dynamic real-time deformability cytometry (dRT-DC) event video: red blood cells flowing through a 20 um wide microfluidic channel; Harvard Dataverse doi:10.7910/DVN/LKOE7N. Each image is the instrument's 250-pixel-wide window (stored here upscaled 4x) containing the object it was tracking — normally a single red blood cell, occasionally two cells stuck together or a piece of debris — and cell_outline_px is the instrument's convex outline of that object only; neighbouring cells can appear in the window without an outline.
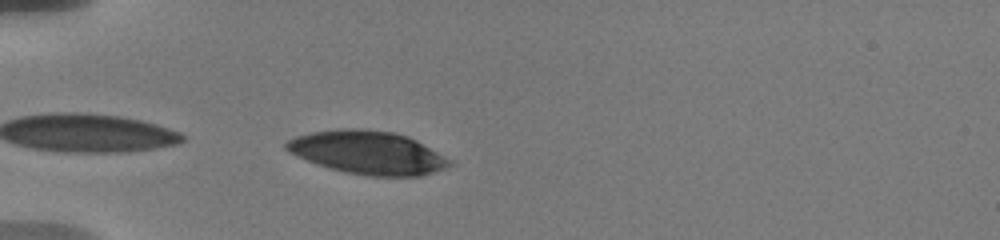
{"species": "human", "species_latin": "Homo sapiens", "temperature_condition": "warm", "stored_images_in_passage": 18, "camera_frame_rate_fps": 3000, "um_per_image_px": 0.085, "donor": {"sex": "male"}, "frame": {"image": 1, "passage_image": 2, "time_ms": 0.333, "image_size_px": [1000, 240], "cell_outline_px": [[452, 164], [444, 168], [420, 176], [368, 176], [344, 172], [328, 168], [316, 164], [288, 152], [284, 148], [284, 144], [288, 140], [296, 136], [312, 132], [340, 128], [364, 128], [392, 132], [408, 136], [416, 140], [452, 160]], "centroid_in_image_um": [31.23, 12.96], "position_along_channel_um": 53.8, "area_um2": 41.21}}
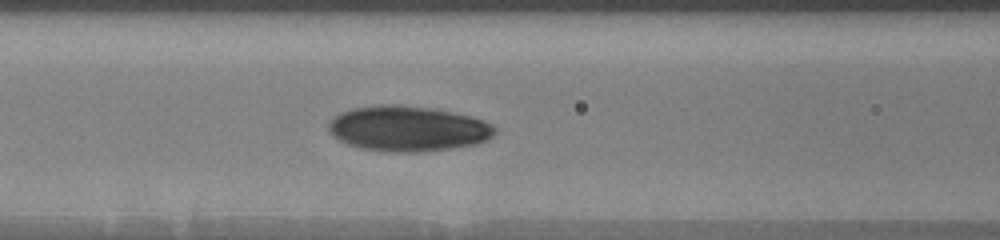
{"frame": {"image": 2, "passage_image": 13, "time_ms": 3.0, "image_size_px": [1000, 240], "cell_outline_px": [[496, 132], [488, 140], [476, 144], [424, 152], [396, 152], [360, 148], [348, 144], [332, 136], [328, 132], [328, 124], [340, 112], [352, 108], [376, 104], [396, 104], [436, 108], [472, 116], [484, 120], [492, 124], [496, 128]], "centroid_in_image_um": [34.69, 10.92], "position_along_channel_um": 131.9, "area_um2": 44.39}}
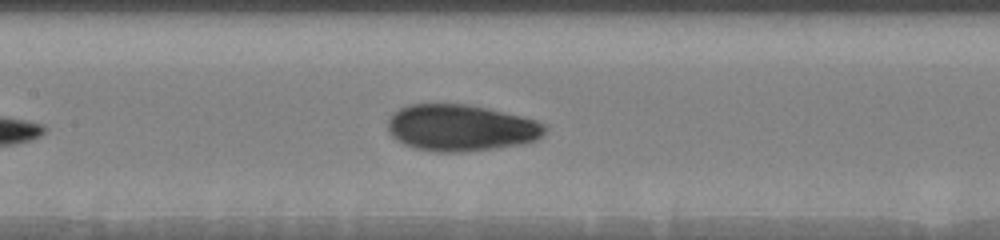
{"frame": {"image": 3, "passage_image": 17, "time_ms": 4.0, "image_size_px": [1000, 240], "cell_outline_px": [[548, 128], [544, 136], [536, 140], [520, 144], [464, 152], [432, 152], [412, 148], [396, 140], [388, 132], [388, 120], [400, 108], [408, 104], [468, 104], [488, 108], [524, 116], [536, 120], [544, 124]], "centroid_in_image_um": [39.19, 10.87], "position_along_channel_um": 168.2, "area_um2": 42.95}}